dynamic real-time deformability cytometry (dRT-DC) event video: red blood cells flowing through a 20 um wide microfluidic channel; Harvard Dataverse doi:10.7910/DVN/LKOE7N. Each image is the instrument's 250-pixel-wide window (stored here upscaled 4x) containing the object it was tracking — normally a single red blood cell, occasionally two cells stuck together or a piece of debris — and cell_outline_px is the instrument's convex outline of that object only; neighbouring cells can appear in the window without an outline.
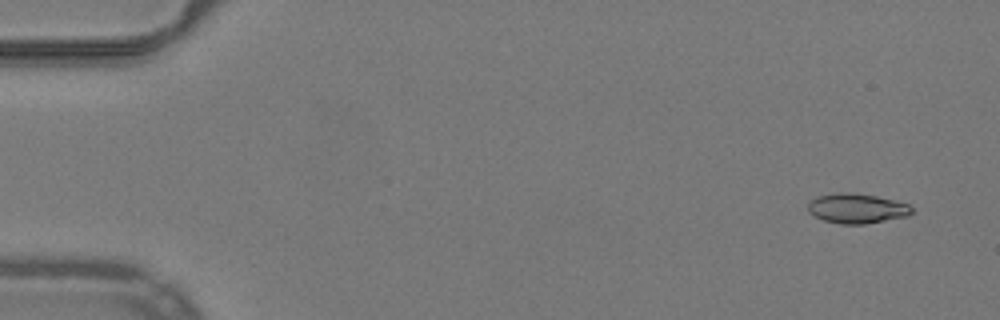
{"species": "common noctule bat (a hibernating species)", "species_latin": "Nyctalus noctula", "temperature_condition": "warm", "stored_images_in_passage": 52, "camera_frame_rate_fps": 3000, "um_per_image_px": 0.085, "animal": {"sex": "male", "body_mass_g": 19.2, "forearm_length_mm": 51.8}, "frame": {"image": 1, "passage_image": 3, "time_ms": 0.667, "image_size_px": [1000, 320], "cell_outline_px": [[912, 212], [908, 216], [864, 224], [840, 224], [824, 220], [808, 212], [808, 204], [816, 196], [836, 192], [848, 192], [876, 196], [896, 200], [908, 204], [912, 208]], "centroid_in_image_um": [72.83, 17.71], "position_along_channel_um": 12.2, "area_um2": 18.03}}
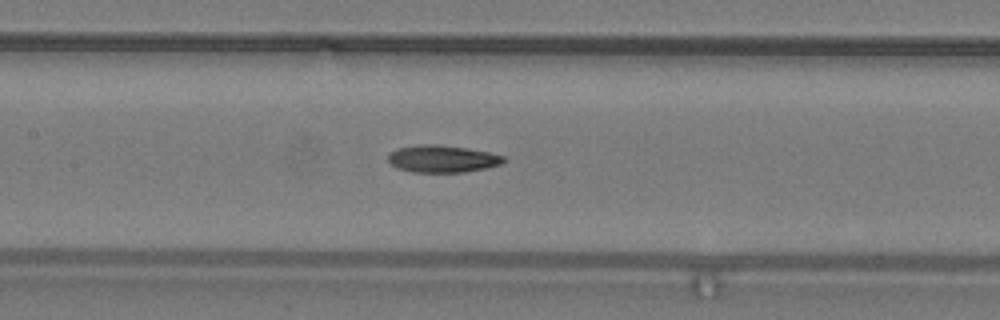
{"frame": {"image": 2, "passage_image": 25, "time_ms": 8.0, "image_size_px": [1000, 320], "cell_outline_px": [[508, 160], [500, 164], [484, 168], [464, 172], [412, 172], [396, 168], [388, 160], [388, 156], [396, 148], [416, 144], [440, 144], [488, 152], [504, 156]], "centroid_in_image_um": [37.58, 13.49], "position_along_channel_um": 169.8, "area_um2": 18.32}}
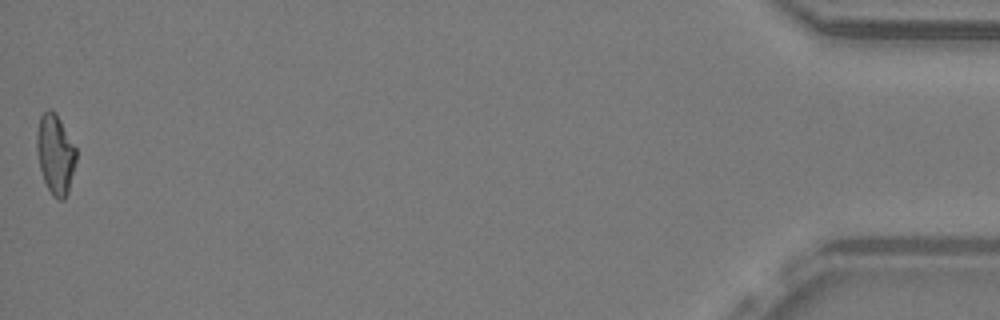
{"frame": {"image": 3, "passage_image": 52, "time_ms": 17.0, "image_size_px": [1000, 320], "cell_outline_px": [[76, 160], [68, 192], [64, 200], [60, 200], [52, 196], [44, 180], [40, 168], [36, 152], [36, 132], [40, 116], [48, 108], [56, 112], [76, 148]], "centroid_in_image_um": [4.69, 13.09], "position_along_channel_um": 430.5, "area_um2": 18.38}, "authors_computed_cell_mechanics": {"area_um2": 18.207, "velocity_mm_per_s": 3.9914, "shape_relaxation_time_tau1_ms": null, "shape_relaxation_time_tau2_ms": 8.9742, "deformation_change_tau1": null, "deformation_change_tau2": 0.1967}}